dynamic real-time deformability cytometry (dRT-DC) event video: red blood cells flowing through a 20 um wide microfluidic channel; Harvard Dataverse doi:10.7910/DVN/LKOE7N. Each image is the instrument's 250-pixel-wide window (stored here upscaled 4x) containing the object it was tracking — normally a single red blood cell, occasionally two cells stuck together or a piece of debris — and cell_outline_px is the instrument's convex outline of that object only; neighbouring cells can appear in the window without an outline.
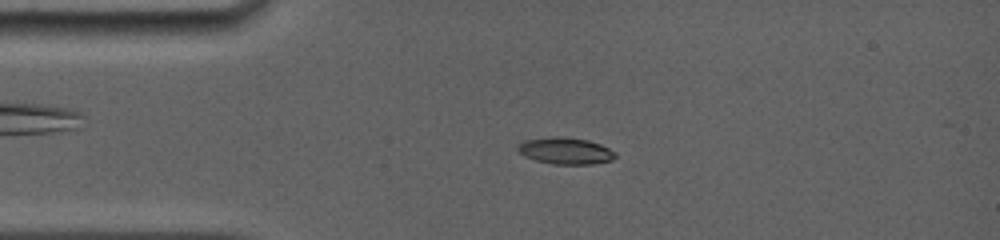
{"species": "common noctule bat (a hibernating species)", "species_latin": "Nyctalus noctula", "temperature_condition": "room temperature", "stored_images_in_passage": 12, "camera_frame_rate_fps": 5000, "um_per_image_px": 0.085, "animal": {"sex": "female", "body_mass_g": 19.0, "forearm_length_mm": 56.7}, "frame": {"image": 1, "passage_image": 2, "time_ms": 0.4, "image_size_px": [1000, 240], "cell_outline_px": [[616, 156], [612, 160], [592, 164], [552, 164], [536, 160], [524, 156], [516, 148], [524, 140], [552, 136], [560, 136], [588, 140], [600, 144], [616, 152]], "centroid_in_image_um": [48.07, 12.82], "position_along_channel_um": 36.9, "area_um2": 15.14}}
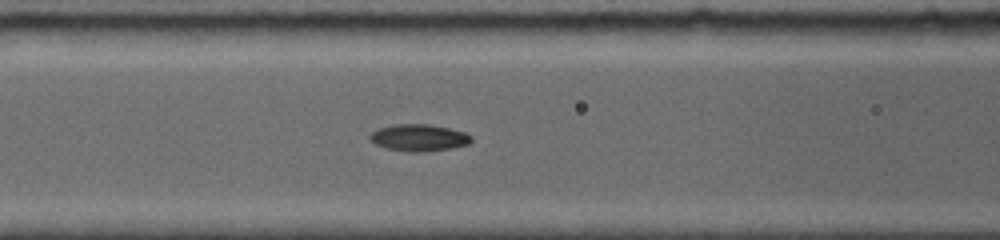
{"frame": {"image": 2, "passage_image": 6, "time_ms": 3.4, "image_size_px": [1000, 240], "cell_outline_px": [[472, 140], [468, 144], [452, 148], [424, 152], [408, 152], [384, 148], [368, 140], [368, 136], [372, 132], [380, 128], [392, 124], [428, 124], [448, 128], [464, 132], [472, 136]], "centroid_in_image_um": [35.57, 11.71], "position_along_channel_um": 131.0, "area_um2": 16.01}}
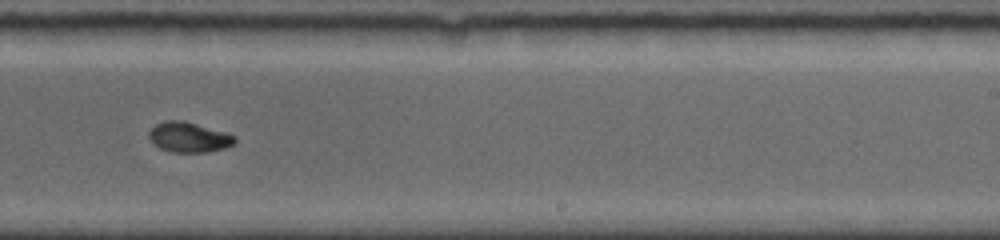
{"frame": {"image": 3, "passage_image": 11, "time_ms": 7.0, "image_size_px": [1000, 240], "cell_outline_px": [[236, 140], [232, 144], [224, 148], [208, 152], [172, 152], [160, 148], [152, 144], [148, 136], [148, 132], [156, 124], [164, 120], [184, 120], [228, 132], [236, 136]], "centroid_in_image_um": [16.05, 11.65], "position_along_channel_um": 273.0, "area_um2": 15.32}}